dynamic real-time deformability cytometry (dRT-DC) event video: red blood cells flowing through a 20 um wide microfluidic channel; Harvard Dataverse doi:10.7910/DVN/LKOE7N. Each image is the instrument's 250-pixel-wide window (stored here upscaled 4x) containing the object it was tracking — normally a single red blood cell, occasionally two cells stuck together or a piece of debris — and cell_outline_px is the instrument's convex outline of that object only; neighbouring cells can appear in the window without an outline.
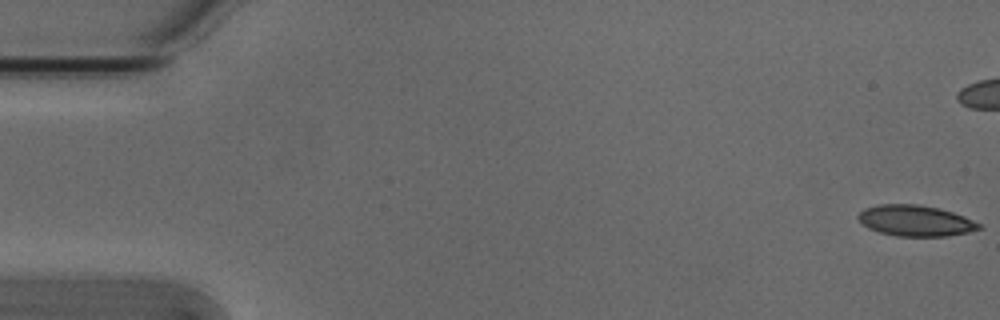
{"species": "Egyptian fruit bat (a non-hibernating species)", "species_latin": "Rousettus aegyptiacus", "temperature_condition": "cold", "stored_images_in_passage": 5, "camera_frame_rate_fps": 3000, "um_per_image_px": 0.085, "animal": {"sex": "male"}, "frame": {"image": 1, "passage_image": 1, "time_ms": 0.0, "image_size_px": [1000, 320], "cell_outline_px": [[984, 228], [968, 232], [948, 236], [896, 236], [880, 232], [868, 228], [856, 216], [864, 208], [880, 204], [916, 204], [940, 208], [964, 216], [980, 224]], "centroid_in_image_um": [77.82, 18.75], "position_along_channel_um": 7.2, "area_um2": 21.73}}